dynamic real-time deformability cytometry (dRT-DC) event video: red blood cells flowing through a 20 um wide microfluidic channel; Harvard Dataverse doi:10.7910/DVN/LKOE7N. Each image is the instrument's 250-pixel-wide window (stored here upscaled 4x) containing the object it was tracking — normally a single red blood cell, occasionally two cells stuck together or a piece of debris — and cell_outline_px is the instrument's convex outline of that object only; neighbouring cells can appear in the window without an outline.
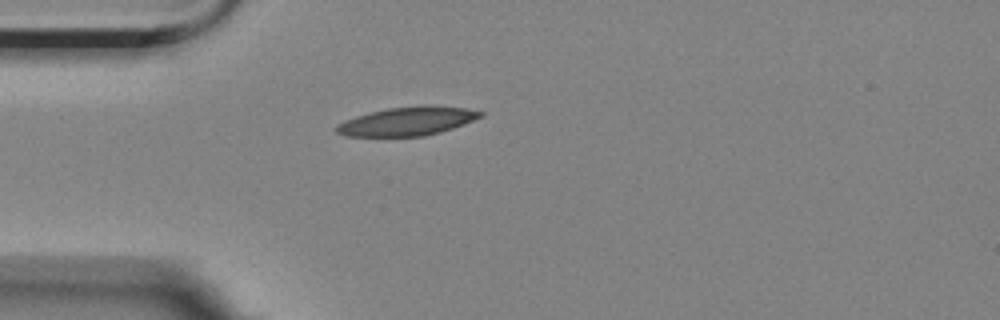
{"species": "Egyptian fruit bat (a non-hibernating species)", "species_latin": "Rousettus aegyptiacus", "temperature_condition": "room temperature", "stored_images_in_passage": 5, "camera_frame_rate_fps": 3000, "um_per_image_px": 0.085, "animal": {"sex": "female"}, "frame": {"image": 1, "passage_image": 1, "time_ms": 0.0, "image_size_px": [1000, 320], "cell_outline_px": [[484, 116], [464, 124], [440, 132], [424, 136], [344, 136], [336, 132], [336, 124], [344, 120], [356, 116], [388, 108], [420, 104], [432, 104], [468, 108], [484, 112]], "centroid_in_image_um": [34.67, 10.28], "position_along_channel_um": 50.3, "area_um2": 24.39}}
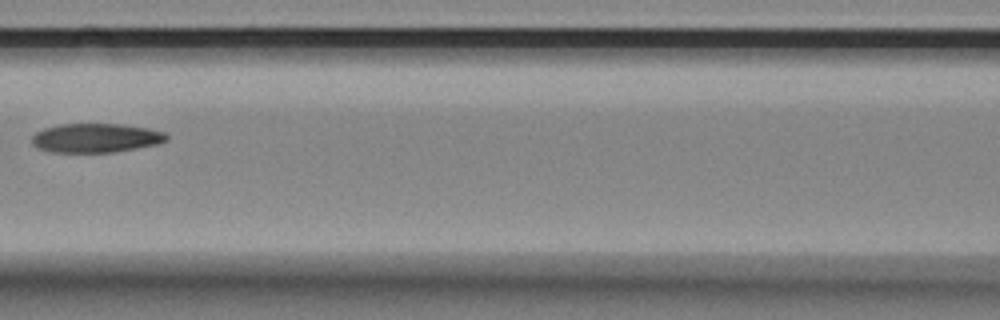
{"frame": {"image": 2, "passage_image": 4, "time_ms": 3.333, "image_size_px": [1000, 320], "cell_outline_px": [[168, 140], [160, 144], [112, 152], [52, 152], [40, 148], [32, 144], [32, 136], [36, 132], [44, 128], [60, 124], [124, 124], [148, 128], [164, 132], [168, 136]], "centroid_in_image_um": [8.18, 11.72], "position_along_channel_um": 158.4, "area_um2": 22.83}}
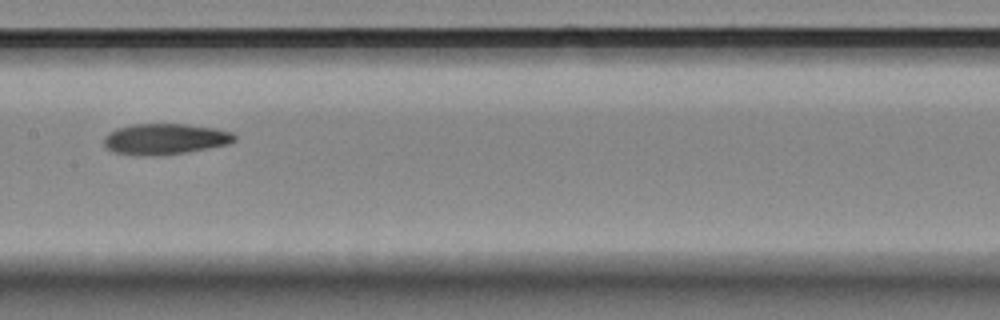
{"frame": {"image": 3, "passage_image": 5, "time_ms": 4.333, "image_size_px": [1000, 320], "cell_outline_px": [[236, 140], [228, 144], [188, 152], [156, 156], [144, 156], [112, 152], [104, 144], [104, 136], [108, 132], [116, 128], [132, 124], [188, 124], [216, 128], [232, 132], [236, 136]], "centroid_in_image_um": [14.02, 11.81], "position_along_channel_um": 193.4, "area_um2": 23.76}}